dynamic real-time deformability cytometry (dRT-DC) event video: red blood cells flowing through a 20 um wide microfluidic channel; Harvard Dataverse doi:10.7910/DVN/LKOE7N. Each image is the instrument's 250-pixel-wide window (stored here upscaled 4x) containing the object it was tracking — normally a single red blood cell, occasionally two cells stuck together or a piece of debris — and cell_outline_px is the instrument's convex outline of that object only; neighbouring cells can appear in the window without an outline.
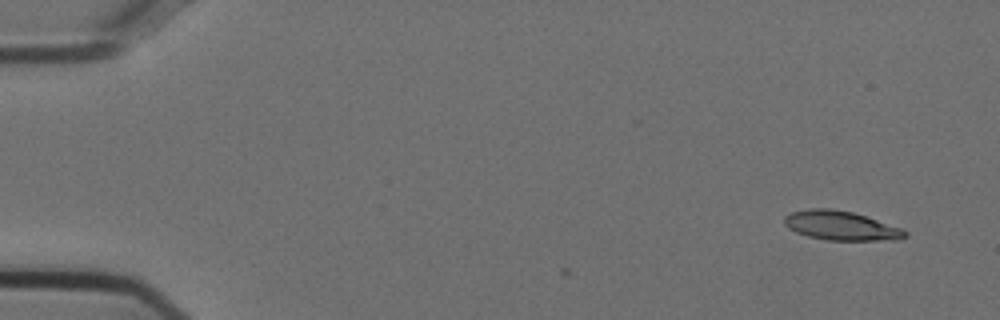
{"species": "Egyptian fruit bat (a non-hibernating species)", "species_latin": "Rousettus aegyptiacus", "temperature_condition": "cold", "stored_images_in_passage": 2, "camera_frame_rate_fps": 3000, "um_per_image_px": 0.085, "animal": {"sex": "female"}, "frame": {"image": 1, "passage_image": 2, "time_ms": 0.333, "image_size_px": [1000, 320], "cell_outline_px": [[908, 236], [896, 240], [828, 240], [808, 236], [796, 232], [788, 228], [784, 224], [784, 216], [792, 212], [808, 208], [832, 208], [852, 212], [900, 228], [908, 232]], "centroid_in_image_um": [71.45, 19.18], "position_along_channel_um": 13.6, "area_um2": 20.4}}